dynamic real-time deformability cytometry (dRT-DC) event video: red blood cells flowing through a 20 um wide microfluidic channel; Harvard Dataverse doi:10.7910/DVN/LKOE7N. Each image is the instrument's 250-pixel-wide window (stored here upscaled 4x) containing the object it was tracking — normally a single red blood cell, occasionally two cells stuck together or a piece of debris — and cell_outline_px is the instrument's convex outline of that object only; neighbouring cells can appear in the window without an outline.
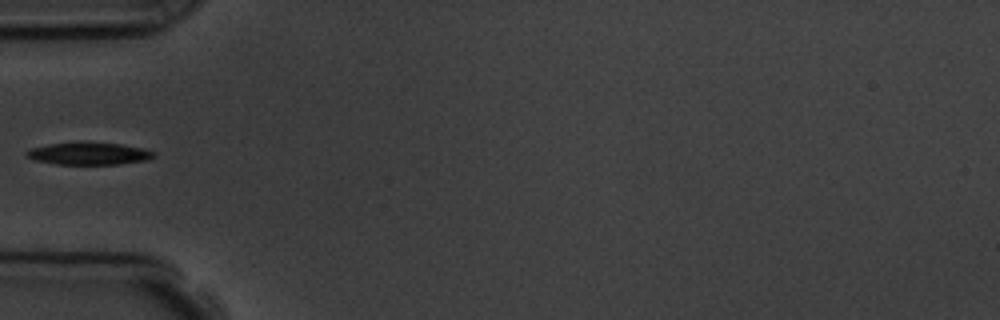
{"species": "common noctule bat (a hibernating species)", "species_latin": "Nyctalus noctula", "temperature_condition": "room temperature", "stored_images_in_passage": 6, "segment_of_instrument_passage": [2, 2], "camera_frame_rate_fps": 3000, "um_per_image_px": 0.085, "animal": {"sex": "male", "body_mass_g": 19.5, "forearm_length_mm": 54.6}, "frame": {"image": 1, "passage_image": 6, "time_ms": 5.667, "image_size_px": [1000, 320], "cell_outline_px": [[156, 156], [148, 160], [120, 164], [56, 164], [36, 160], [24, 156], [24, 152], [32, 148], [48, 144], [88, 140], [120, 144], [144, 148], [156, 152]], "centroid_in_image_um": [7.58, 13.03], "position_along_channel_um": 77.4, "area_um2": 17.11}}